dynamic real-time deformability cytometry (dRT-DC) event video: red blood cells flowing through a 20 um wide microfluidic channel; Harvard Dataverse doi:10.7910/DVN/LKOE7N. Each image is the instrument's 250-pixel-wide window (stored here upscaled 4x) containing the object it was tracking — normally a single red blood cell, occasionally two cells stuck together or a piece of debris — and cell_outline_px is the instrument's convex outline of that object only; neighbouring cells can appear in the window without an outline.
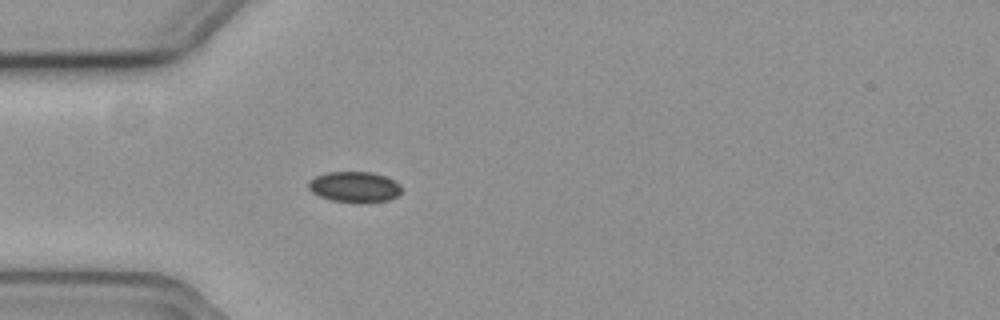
{"species": "common noctule bat (a hibernating species)", "species_latin": "Nyctalus noctula", "temperature_condition": "cold", "stored_images_in_passage": 33, "camera_frame_rate_fps": 3000, "um_per_image_px": 0.085, "animal": {"sex": "female", "body_mass_g": 19.3, "forearm_length_mm": 54.1}, "frame": {"image": 1, "passage_image": 1, "time_ms": 0.0, "image_size_px": [1000, 320], "cell_outline_px": [[400, 192], [396, 196], [388, 200], [360, 204], [332, 200], [320, 196], [312, 192], [308, 188], [308, 180], [316, 176], [328, 172], [372, 172], [384, 176], [400, 184]], "centroid_in_image_um": [30.11, 15.9], "position_along_channel_um": 54.9, "area_um2": 16.7}}
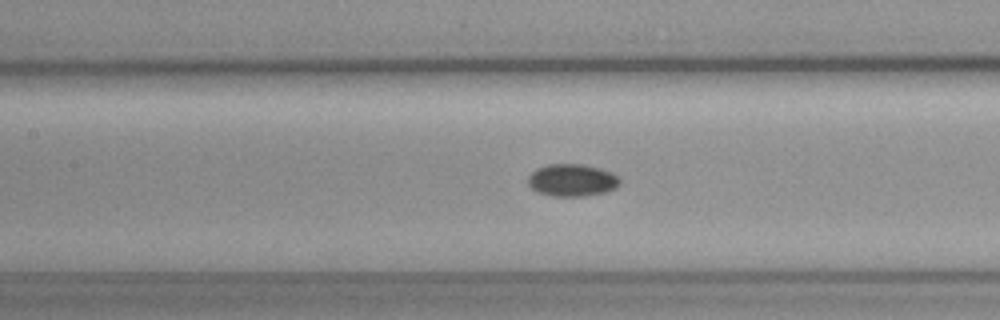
{"frame": {"image": 2, "passage_image": 10, "time_ms": 3.0, "image_size_px": [1000, 320], "cell_outline_px": [[620, 184], [616, 188], [608, 192], [584, 196], [552, 196], [536, 192], [528, 184], [528, 176], [536, 168], [548, 164], [584, 164], [600, 168], [612, 172], [620, 180]], "centroid_in_image_um": [48.63, 15.32], "position_along_channel_um": 158.8, "area_um2": 17.51}}
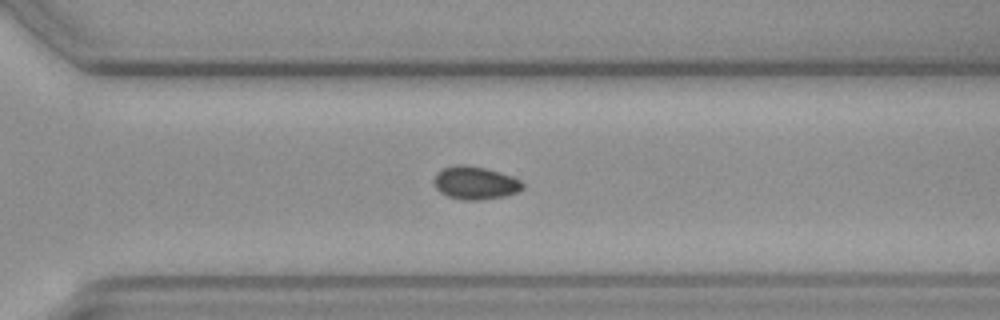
{"frame": {"image": 3, "passage_image": 24, "time_ms": 7.667, "image_size_px": [1000, 320], "cell_outline_px": [[524, 188], [516, 192], [504, 196], [484, 200], [460, 200], [448, 196], [440, 192], [436, 188], [432, 180], [436, 172], [444, 168], [456, 164], [464, 164], [484, 168], [500, 172], [512, 176], [520, 180], [524, 184]], "centroid_in_image_um": [40.37, 15.55], "position_along_channel_um": 330.2, "area_um2": 17.22}}